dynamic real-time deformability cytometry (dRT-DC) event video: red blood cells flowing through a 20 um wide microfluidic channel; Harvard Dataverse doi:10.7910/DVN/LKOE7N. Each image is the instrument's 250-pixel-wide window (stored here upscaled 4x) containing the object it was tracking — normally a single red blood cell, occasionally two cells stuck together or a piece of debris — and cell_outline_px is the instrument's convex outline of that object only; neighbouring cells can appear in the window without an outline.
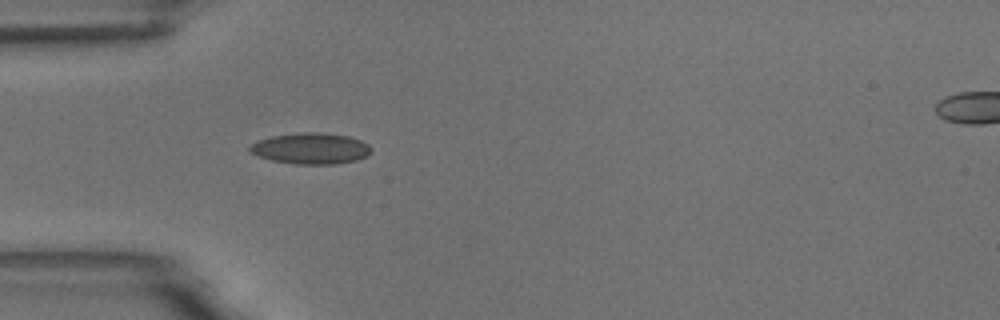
{"species": "common noctule bat (a hibernating species)", "species_latin": "Nyctalus noctula", "temperature_condition": "room temperature", "stored_images_in_passage": 5, "camera_frame_rate_fps": 3000, "um_per_image_px": 0.085, "animal": {"sex": "male", "body_mass_g": 18.8}, "frame": {"image": 1, "passage_image": 4, "time_ms": 3.333, "image_size_px": [1000, 320], "cell_outline_px": [[372, 152], [368, 156], [356, 160], [336, 164], [296, 164], [272, 160], [260, 156], [252, 152], [248, 148], [256, 140], [272, 136], [300, 132], [320, 132], [348, 136], [360, 140], [368, 144], [372, 148]], "centroid_in_image_um": [26.46, 12.61], "position_along_channel_um": 58.5, "area_um2": 22.02}}